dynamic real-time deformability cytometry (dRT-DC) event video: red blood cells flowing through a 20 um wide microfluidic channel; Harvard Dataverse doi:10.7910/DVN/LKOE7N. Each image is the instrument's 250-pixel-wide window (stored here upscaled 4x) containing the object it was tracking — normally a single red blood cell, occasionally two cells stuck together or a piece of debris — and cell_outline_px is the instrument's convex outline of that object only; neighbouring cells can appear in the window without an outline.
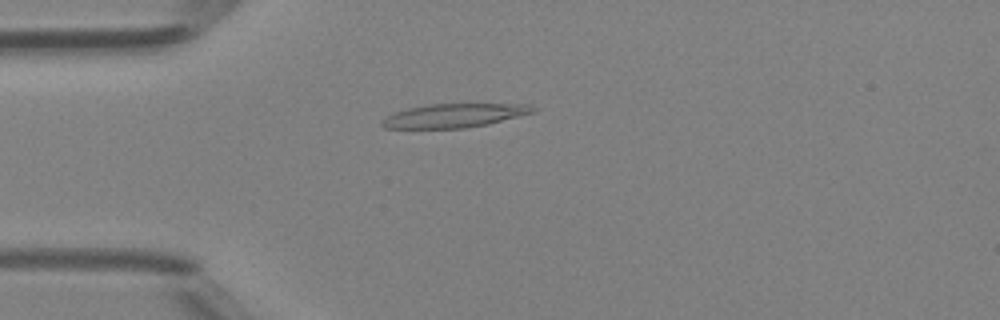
{"species": "Egyptian fruit bat (a non-hibernating species)", "species_latin": "Rousettus aegyptiacus", "temperature_condition": "room temperature", "stored_images_in_passage": 49, "camera_frame_rate_fps": 3000, "um_per_image_px": 0.085, "animal": {"sex": "female"}, "frame": {"image": 1, "passage_image": 13, "time_ms": 4.0, "image_size_px": [1000, 320], "cell_outline_px": [[536, 108], [532, 112], [488, 124], [464, 128], [384, 128], [380, 124], [380, 120], [392, 112], [408, 108], [432, 104], [528, 104]], "centroid_in_image_um": [38.52, 9.82], "position_along_channel_um": 46.5, "area_um2": 20.75}}
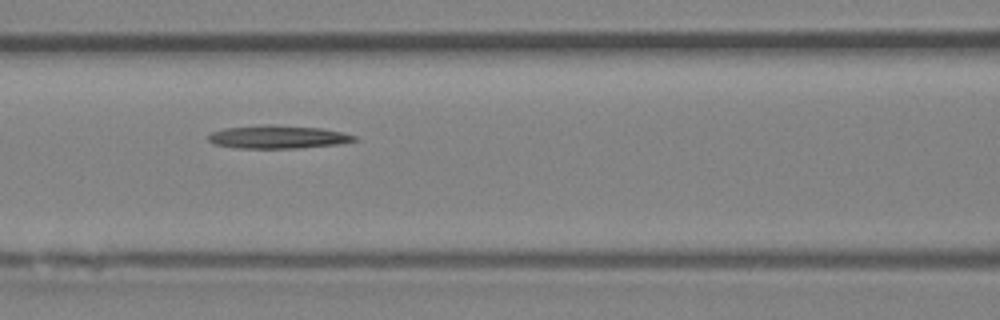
{"frame": {"image": 2, "passage_image": 21, "time_ms": 6.667, "image_size_px": [1000, 320], "cell_outline_px": [[356, 140], [336, 144], [296, 148], [240, 148], [216, 144], [208, 140], [208, 136], [212, 132], [224, 128], [268, 124], [276, 124], [320, 128], [340, 132], [356, 136]], "centroid_in_image_um": [23.59, 11.63], "position_along_channel_um": 143.0, "area_um2": 19.42}}
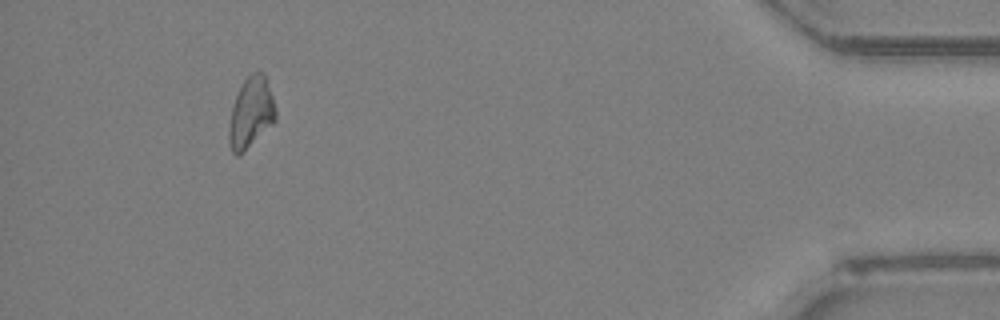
{"frame": {"image": 3, "passage_image": 45, "time_ms": 14.667, "image_size_px": [1000, 320], "cell_outline_px": [[276, 120], [272, 124], [236, 156], [232, 152], [228, 140], [228, 128], [232, 108], [236, 96], [244, 80], [252, 72], [264, 72], [276, 108]], "centroid_in_image_um": [21.33, 9.54], "position_along_channel_um": 413.9, "area_um2": 18.73}}